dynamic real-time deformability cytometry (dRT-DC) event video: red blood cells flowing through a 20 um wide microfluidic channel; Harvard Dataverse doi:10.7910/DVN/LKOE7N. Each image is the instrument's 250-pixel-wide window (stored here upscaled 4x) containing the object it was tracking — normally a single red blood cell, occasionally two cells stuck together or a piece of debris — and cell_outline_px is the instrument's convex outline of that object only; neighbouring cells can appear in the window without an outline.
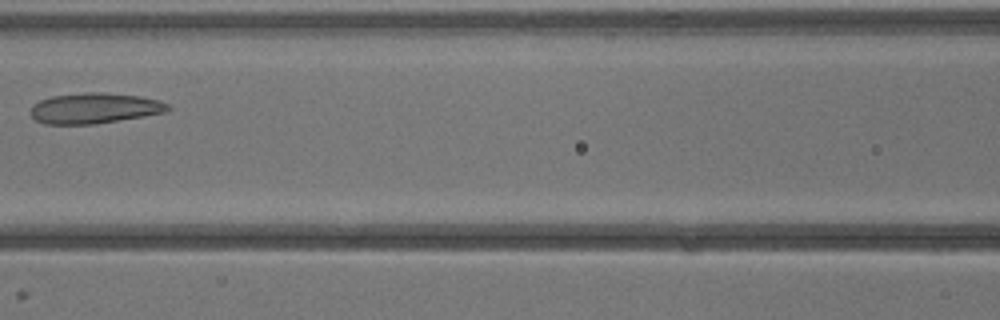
{"species": "common noctule bat (a hibernating species)", "species_latin": "Nyctalus noctula", "temperature_condition": "warm", "stored_images_in_passage": 6, "camera_frame_rate_fps": 3000, "um_per_image_px": 0.085, "animal": {"sex": "male", "body_mass_g": 13.3}, "frame": {"image": 1, "passage_image": 6, "time_ms": 6.0, "image_size_px": [1000, 320], "cell_outline_px": [[172, 108], [168, 112], [92, 124], [44, 124], [36, 120], [28, 112], [32, 104], [40, 100], [52, 96], [92, 92], [100, 92], [140, 96], [160, 100], [168, 104]], "centroid_in_image_um": [8.02, 9.2], "position_along_channel_um": 158.6, "area_um2": 24.45}}